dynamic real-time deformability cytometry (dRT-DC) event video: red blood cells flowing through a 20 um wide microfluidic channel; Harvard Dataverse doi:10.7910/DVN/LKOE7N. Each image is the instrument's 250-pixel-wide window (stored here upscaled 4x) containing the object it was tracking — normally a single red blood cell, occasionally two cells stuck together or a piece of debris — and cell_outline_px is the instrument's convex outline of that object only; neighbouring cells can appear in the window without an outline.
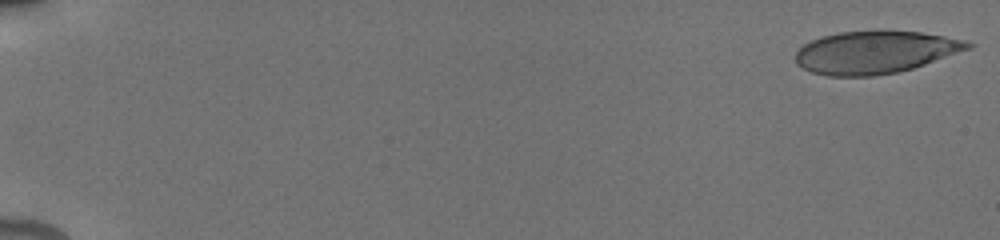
{"species": "human", "species_latin": "Homo sapiens", "temperature_condition": "cold", "stored_images_in_passage": 40, "camera_frame_rate_fps": 3000, "um_per_image_px": 0.085, "donor": {"sex": "male"}, "frame": {"image": 1, "passage_image": 1, "time_ms": 0.0, "image_size_px": [1000, 240], "cell_outline_px": [[976, 44], [972, 48], [912, 68], [896, 72], [872, 76], [828, 76], [812, 72], [796, 64], [796, 52], [804, 44], [812, 40], [824, 36], [840, 32], [920, 32], [944, 36], [964, 40]], "centroid_in_image_um": [74.39, 4.46], "position_along_channel_um": 10.6, "area_um2": 42.02}}
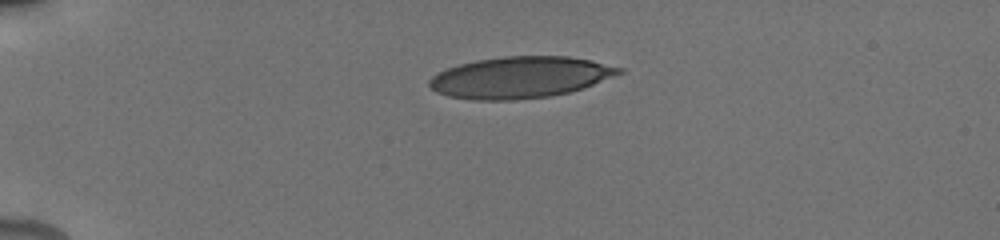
{"frame": {"image": 2, "passage_image": 28, "time_ms": 4.333, "image_size_px": [1000, 240], "cell_outline_px": [[624, 72], [592, 84], [568, 92], [548, 96], [512, 100], [472, 100], [448, 96], [436, 92], [428, 84], [428, 80], [432, 76], [448, 68], [460, 64], [476, 60], [504, 56], [568, 56], [592, 60], [624, 68]], "centroid_in_image_um": [44.2, 6.57], "position_along_channel_um": 40.8, "area_um2": 45.55}}